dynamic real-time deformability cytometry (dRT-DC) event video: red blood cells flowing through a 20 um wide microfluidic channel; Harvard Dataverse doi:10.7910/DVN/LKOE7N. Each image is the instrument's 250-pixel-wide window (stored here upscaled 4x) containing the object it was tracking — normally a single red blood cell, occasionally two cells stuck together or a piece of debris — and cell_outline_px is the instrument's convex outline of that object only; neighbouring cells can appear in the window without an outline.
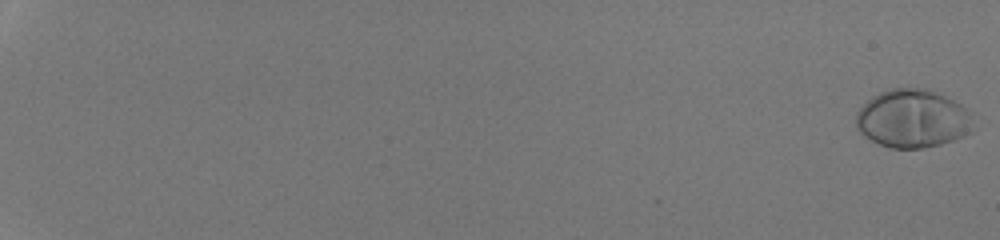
{"species": "human", "species_latin": "Homo sapiens", "temperature_condition": "room temperature", "stored_images_in_passage": 54, "camera_frame_rate_fps": 3000, "um_per_image_px": 0.085, "donor": {"sex": "male"}, "frame": {"image": 1, "passage_image": 1, "time_ms": 0.0, "image_size_px": [1000, 240], "cell_outline_px": [[972, 132], [964, 136], [940, 144], [924, 148], [888, 148], [864, 136], [856, 128], [856, 112], [872, 96], [888, 88], [928, 88], [960, 104], [972, 112]], "centroid_in_image_um": [77.57, 10.08], "position_along_channel_um": 7.4, "area_um2": 40.0}}
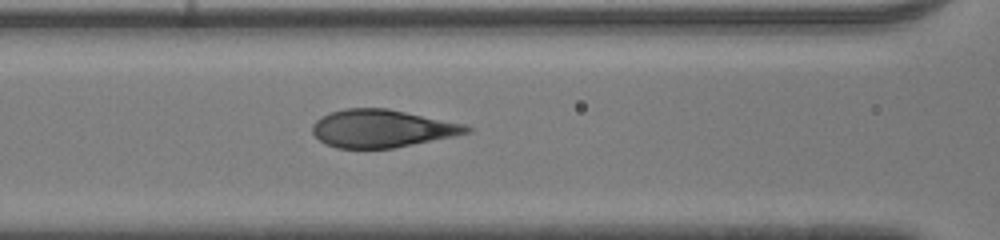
{"frame": {"image": 2, "passage_image": 29, "time_ms": 9.333, "image_size_px": [1000, 240], "cell_outline_px": [[472, 132], [392, 148], [336, 148], [324, 144], [312, 132], [312, 124], [320, 116], [328, 112], [344, 108], [388, 108], [464, 124], [472, 128]], "centroid_in_image_um": [32.41, 10.91], "position_along_channel_um": 134.2, "area_um2": 33.87}}
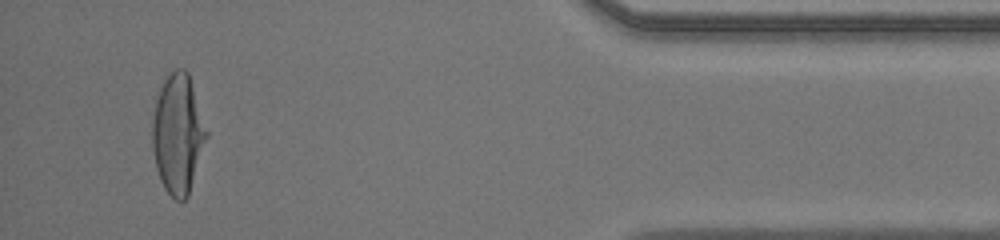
{"frame": {"image": 3, "passage_image": 52, "time_ms": 17.0, "image_size_px": [1000, 240], "cell_outline_px": [[208, 136], [188, 196], [184, 200], [176, 200], [164, 188], [160, 180], [156, 168], [152, 148], [152, 120], [156, 100], [160, 88], [168, 72], [176, 68], [184, 68], [188, 72], [208, 132]], "centroid_in_image_um": [15.11, 11.37], "position_along_channel_um": 420.1, "area_um2": 37.74}}